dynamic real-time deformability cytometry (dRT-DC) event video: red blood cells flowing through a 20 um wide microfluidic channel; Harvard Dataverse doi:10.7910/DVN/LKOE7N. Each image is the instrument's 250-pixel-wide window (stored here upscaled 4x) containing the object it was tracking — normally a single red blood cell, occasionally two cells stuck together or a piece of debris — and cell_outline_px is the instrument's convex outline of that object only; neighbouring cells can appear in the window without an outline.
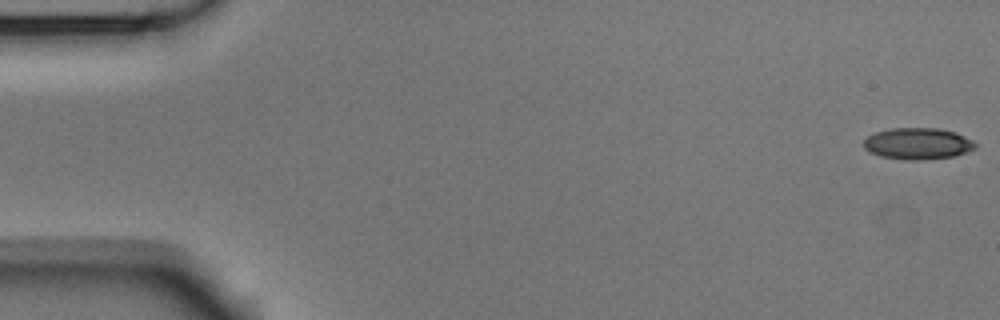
{"species": "Egyptian fruit bat (a non-hibernating species)", "species_latin": "Rousettus aegyptiacus", "temperature_condition": "room temperature", "stored_images_in_passage": 53, "camera_frame_rate_fps": 3000, "um_per_image_px": 0.085, "animal": {"sex": "male"}, "frame": {"image": 1, "passage_image": 1, "time_ms": 0.0, "image_size_px": [1000, 320], "cell_outline_px": [[976, 148], [952, 156], [916, 160], [908, 160], [880, 156], [864, 148], [864, 140], [868, 136], [876, 132], [892, 128], [940, 128], [956, 132], [972, 140], [976, 144]], "centroid_in_image_um": [78.01, 12.19], "position_along_channel_um": 7.0, "area_um2": 20.23}}
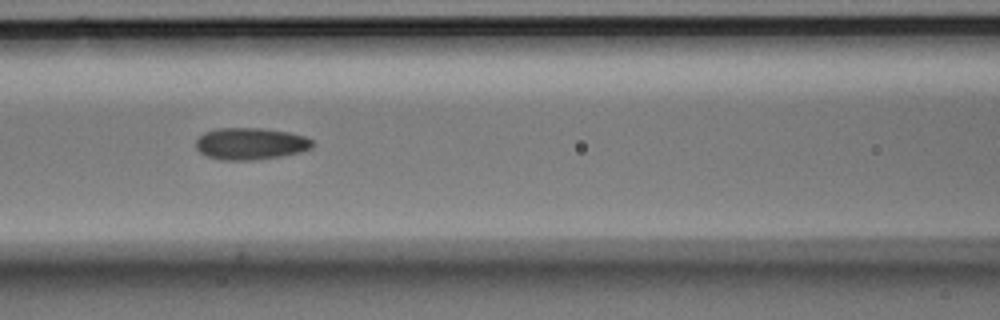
{"frame": {"image": 2, "passage_image": 23, "time_ms": 7.333, "image_size_px": [1000, 320], "cell_outline_px": [[312, 148], [300, 152], [280, 156], [252, 160], [220, 160], [208, 156], [200, 152], [196, 148], [196, 140], [204, 132], [216, 128], [260, 128], [288, 132], [304, 136], [312, 140]], "centroid_in_image_um": [21.27, 12.21], "position_along_channel_um": 145.3, "area_um2": 21.56}}
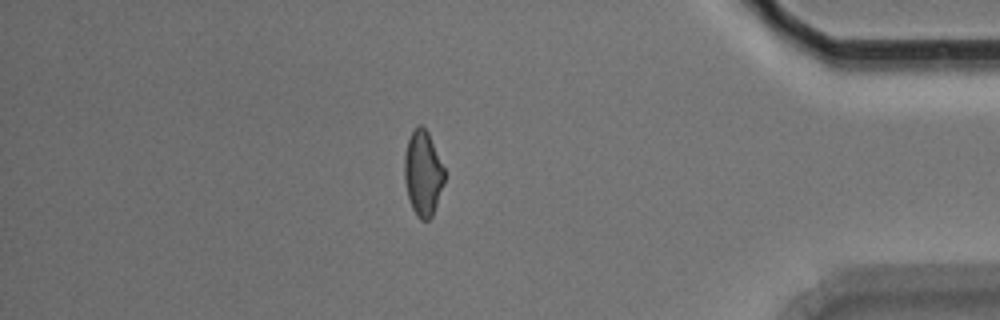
{"frame": {"image": 3, "passage_image": 46, "time_ms": 15.0, "image_size_px": [1000, 320], "cell_outline_px": [[444, 184], [432, 216], [428, 220], [420, 220], [416, 216], [412, 208], [408, 196], [404, 180], [404, 156], [408, 140], [416, 124], [420, 124], [428, 132], [444, 168]], "centroid_in_image_um": [35.94, 14.73], "position_along_channel_um": 399.3, "area_um2": 19.83}, "authors_computed_cell_mechanics": {"area_um2": 20.6346, "velocity_mm_per_s": 3.7777, "shape_relaxation_time_tau1_ms": 10.2651, "shape_relaxation_time_tau2_ms": 2.3162, "deformation_change_tau1": 0.1942, "deformation_change_tau2": 0.0898}}